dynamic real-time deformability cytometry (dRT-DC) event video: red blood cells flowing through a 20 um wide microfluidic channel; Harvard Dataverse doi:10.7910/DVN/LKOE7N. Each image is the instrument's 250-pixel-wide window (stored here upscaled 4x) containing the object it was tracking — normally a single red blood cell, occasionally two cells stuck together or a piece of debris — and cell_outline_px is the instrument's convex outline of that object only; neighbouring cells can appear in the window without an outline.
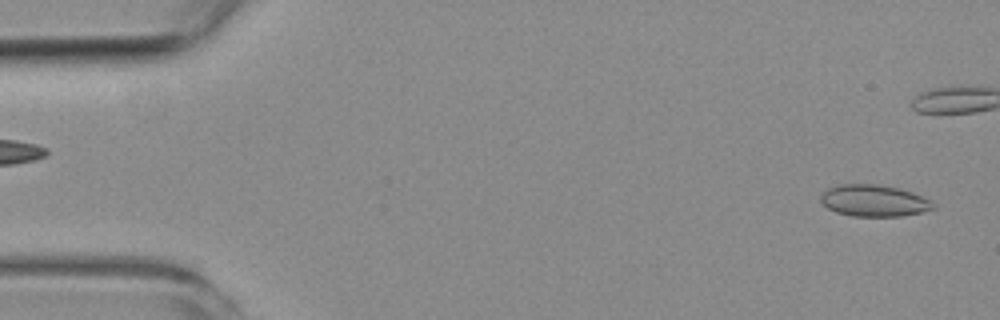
{"species": "common noctule bat (a hibernating species)", "species_latin": "Nyctalus noctula", "temperature_condition": "room temperature", "stored_images_in_passage": 5, "segment_of_instrument_passage": [2, 2], "camera_frame_rate_fps": 3000, "um_per_image_px": 0.085, "animal": {"sex": "female", "body_mass_g": 19.3, "forearm_length_mm": 54.1}, "frame": {"image": 1, "passage_image": 5, "time_ms": 5.667, "image_size_px": [1000, 320], "cell_outline_px": [[936, 208], [920, 212], [900, 216], [852, 216], [836, 212], [828, 208], [820, 200], [820, 196], [828, 188], [840, 184], [876, 184], [900, 188], [912, 192], [936, 204]], "centroid_in_image_um": [74.28, 17.05], "position_along_channel_um": 10.7, "area_um2": 20.63}}